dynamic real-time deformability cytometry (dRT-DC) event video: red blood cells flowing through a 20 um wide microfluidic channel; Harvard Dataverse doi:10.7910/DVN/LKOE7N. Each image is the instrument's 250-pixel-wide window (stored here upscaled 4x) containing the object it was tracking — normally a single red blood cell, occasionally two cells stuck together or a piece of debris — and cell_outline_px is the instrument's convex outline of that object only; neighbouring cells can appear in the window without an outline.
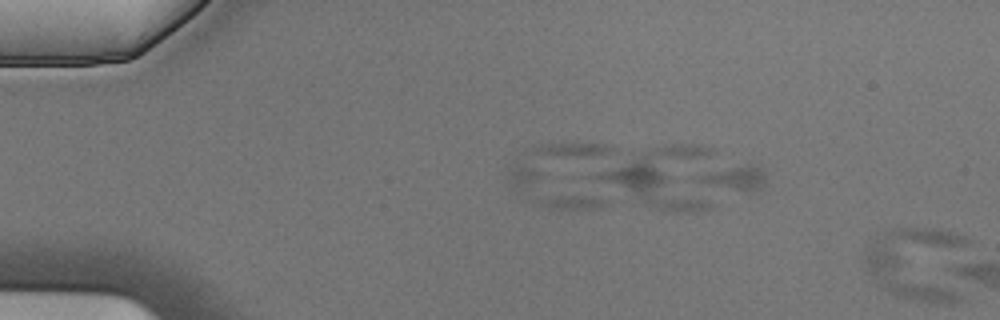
{"species": "Egyptian fruit bat (a non-hibernating species)", "species_latin": "Rousettus aegyptiacus", "temperature_condition": "cold", "stored_images_in_passage": 4, "camera_frame_rate_fps": 3000, "um_per_image_px": 0.085, "animal": {"sex": "male"}, "frame": {"image": 1, "passage_image": 3, "time_ms": 0.667, "image_size_px": [1000, 320], "cell_outline_px": [[608, 204], [600, 208], [548, 208], [528, 200], [516, 188], [508, 176], [508, 172], [516, 164], [532, 164], [600, 196], [608, 200]], "centroid_in_image_um": [46.92, 16.08], "position_along_channel_um": 38.1, "area_um2": 18.32}}